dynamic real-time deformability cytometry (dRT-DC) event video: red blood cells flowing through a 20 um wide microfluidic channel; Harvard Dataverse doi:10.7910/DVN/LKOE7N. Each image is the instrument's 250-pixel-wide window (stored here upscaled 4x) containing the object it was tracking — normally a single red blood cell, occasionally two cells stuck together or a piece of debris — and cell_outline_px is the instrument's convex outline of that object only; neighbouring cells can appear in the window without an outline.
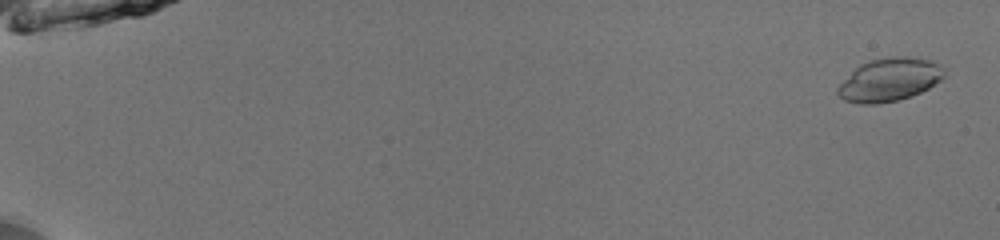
{"species": "common noctule bat (a hibernating species)", "species_latin": "Nyctalus noctula", "temperature_condition": "room temperature", "stored_images_in_passage": 12, "camera_frame_rate_fps": 3000, "um_per_image_px": 0.085, "animal": {"sex": "male", "body_mass_g": 13.0, "forearm_length_mm": 53.1}, "frame": {"image": 1, "passage_image": 2, "time_ms": 0.333, "image_size_px": [1000, 240], "cell_outline_px": [[944, 76], [940, 80], [928, 88], [912, 96], [896, 100], [876, 104], [860, 104], [844, 100], [836, 92], [836, 88], [860, 64], [872, 60], [892, 56], [908, 56], [932, 60], [940, 64], [944, 68]], "centroid_in_image_um": [75.62, 6.77], "position_along_channel_um": 9.4, "area_um2": 26.65}}